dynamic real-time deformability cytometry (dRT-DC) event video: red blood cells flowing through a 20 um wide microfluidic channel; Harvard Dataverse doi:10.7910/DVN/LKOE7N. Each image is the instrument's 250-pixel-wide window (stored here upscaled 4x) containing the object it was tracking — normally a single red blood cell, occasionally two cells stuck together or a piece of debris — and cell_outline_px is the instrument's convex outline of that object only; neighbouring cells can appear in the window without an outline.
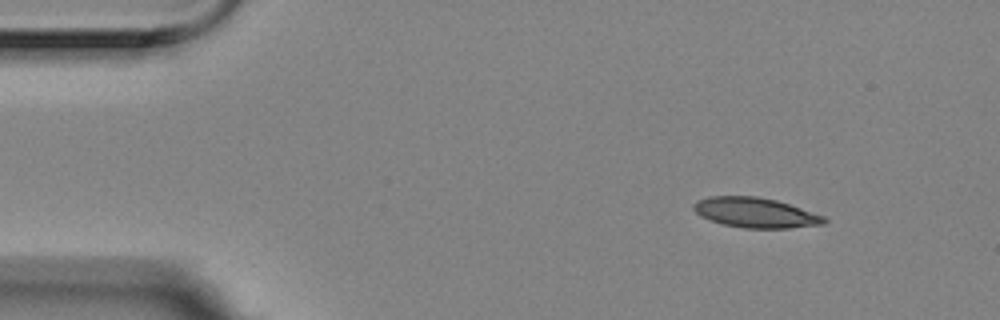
{"species": "Egyptian fruit bat (a non-hibernating species)", "species_latin": "Rousettus aegyptiacus", "temperature_condition": "room temperature", "stored_images_in_passage": 5, "camera_frame_rate_fps": 3000, "um_per_image_px": 0.085, "animal": {"sex": "female"}, "frame": {"image": 1, "passage_image": 1, "time_ms": 0.0, "image_size_px": [1000, 320], "cell_outline_px": [[828, 220], [824, 224], [788, 228], [744, 228], [724, 224], [700, 216], [692, 208], [692, 204], [696, 200], [708, 196], [756, 196], [776, 200], [824, 216]], "centroid_in_image_um": [64.18, 18.07], "position_along_channel_um": 20.8, "area_um2": 22.72}}
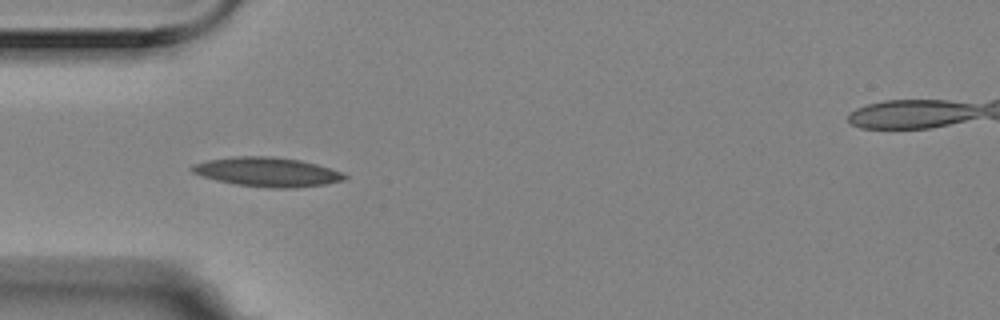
{"frame": {"image": 2, "passage_image": 4, "time_ms": 1.0, "image_size_px": [1000, 320], "cell_outline_px": [[348, 176], [344, 180], [328, 184], [296, 188], [268, 188], [236, 184], [216, 180], [192, 172], [188, 168], [192, 164], [208, 160], [236, 156], [272, 156], [300, 160], [316, 164], [344, 172]], "centroid_in_image_um": [22.74, 14.62], "position_along_channel_um": 62.3, "area_um2": 26.18}}
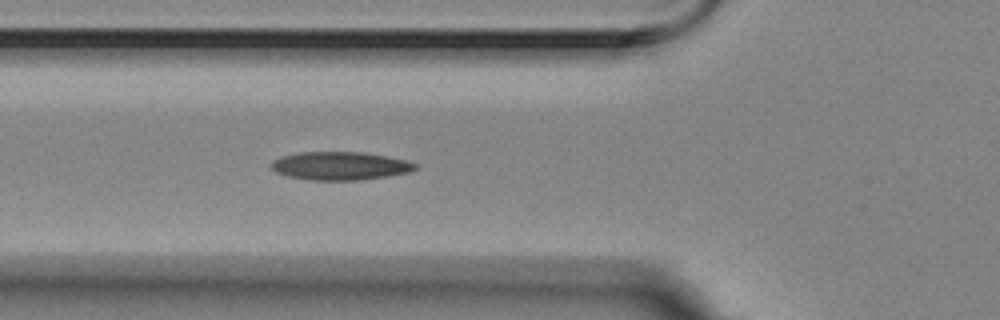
{"frame": {"image": 3, "passage_image": 5, "time_ms": 1.333, "image_size_px": [1000, 320], "cell_outline_px": [[420, 168], [408, 172], [388, 176], [360, 180], [308, 180], [288, 176], [276, 172], [268, 164], [272, 160], [280, 156], [300, 152], [364, 152], [404, 160], [416, 164]], "centroid_in_image_um": [28.86, 14.1], "position_along_channel_um": 96.9, "area_um2": 23.76}}